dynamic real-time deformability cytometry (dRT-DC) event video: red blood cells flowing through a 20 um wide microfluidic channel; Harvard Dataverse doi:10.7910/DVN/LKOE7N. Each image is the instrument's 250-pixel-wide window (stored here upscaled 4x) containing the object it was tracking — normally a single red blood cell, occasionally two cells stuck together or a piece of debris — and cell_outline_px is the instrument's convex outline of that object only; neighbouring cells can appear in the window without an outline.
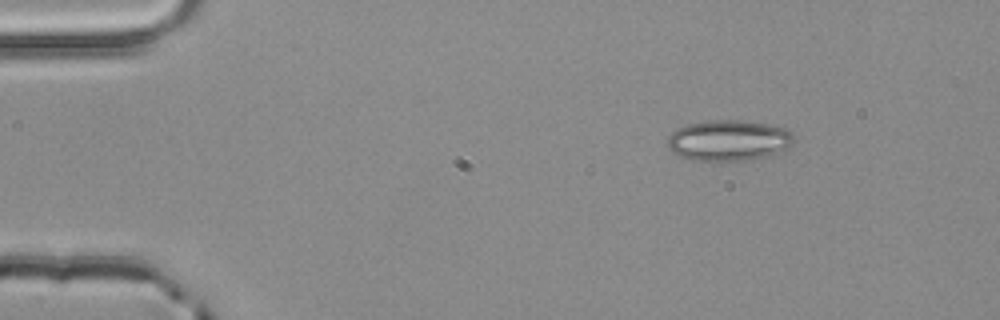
{"species": "common noctule bat (a hibernating species)", "species_latin": "Nyctalus noctula", "temperature_condition": "room temperature", "stored_images_in_passage": 3, "camera_frame_rate_fps": 3000, "um_per_image_px": 0.085, "animal": {"sex": "male", "body_mass_g": 20.4}, "frame": {"image": 1, "passage_image": 1, "time_ms": 0.0, "image_size_px": [1000, 320], "cell_outline_px": [[796, 136], [792, 144], [788, 148], [768, 156], [748, 160], [692, 160], [680, 156], [672, 152], [668, 148], [668, 136], [672, 132], [688, 124], [708, 120], [740, 120], [768, 124], [788, 128]], "centroid_in_image_um": [61.98, 11.93], "position_along_channel_um": 23.0, "area_um2": 30.17}}